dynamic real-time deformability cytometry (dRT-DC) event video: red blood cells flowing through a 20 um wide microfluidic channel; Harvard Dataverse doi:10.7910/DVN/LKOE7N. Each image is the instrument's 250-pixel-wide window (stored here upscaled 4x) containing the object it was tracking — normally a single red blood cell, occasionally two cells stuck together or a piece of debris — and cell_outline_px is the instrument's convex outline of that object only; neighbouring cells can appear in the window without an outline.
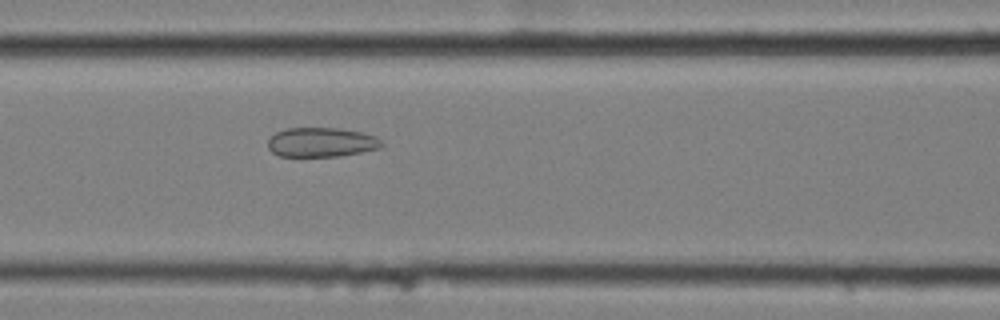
{"species": "common noctule bat (a hibernating species)", "species_latin": "Nyctalus noctula", "temperature_condition": "cold", "stored_images_in_passage": 3, "camera_frame_rate_fps": 3000, "um_per_image_px": 0.085, "animal": {"sex": "female", "body_mass_g": 25.1}, "frame": {"image": 1, "passage_image": 3, "time_ms": 0.667, "image_size_px": [1000, 320], "cell_outline_px": [[384, 144], [380, 148], [340, 156], [280, 156], [272, 152], [268, 148], [268, 140], [276, 132], [284, 128], [340, 128], [360, 132], [376, 136]], "centroid_in_image_um": [27.31, 12.09], "position_along_channel_um": 139.3, "area_um2": 19.48}}